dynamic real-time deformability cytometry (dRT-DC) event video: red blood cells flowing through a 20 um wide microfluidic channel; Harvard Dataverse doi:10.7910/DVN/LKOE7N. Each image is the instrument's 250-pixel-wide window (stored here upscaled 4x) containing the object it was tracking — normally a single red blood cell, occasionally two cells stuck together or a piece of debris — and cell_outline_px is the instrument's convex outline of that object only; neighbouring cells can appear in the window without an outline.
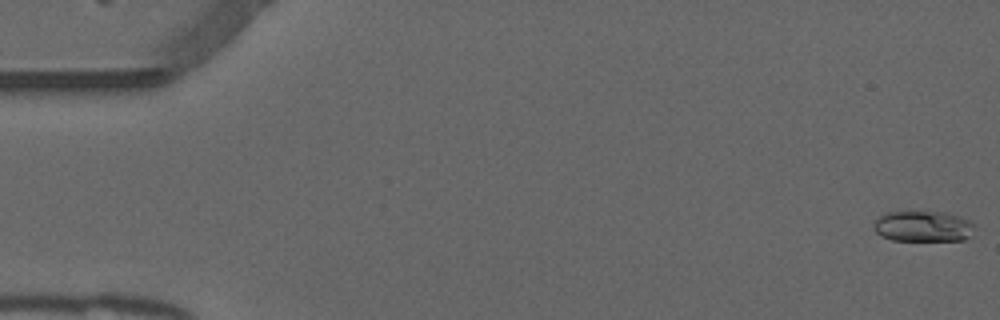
{"species": "common noctule bat (a hibernating species)", "species_latin": "Nyctalus noctula", "temperature_condition": "warm", "stored_images_in_passage": 53, "camera_frame_rate_fps": 3000, "um_per_image_px": 0.085, "animal": {"sex": "male", "forearm_length_mm": 52.5}, "frame": {"image": 1, "passage_image": 1, "time_ms": 0.0, "image_size_px": [1000, 320], "cell_outline_px": [[972, 224], [968, 236], [964, 240], [892, 240], [880, 236], [876, 232], [876, 220], [880, 216], [888, 212], [944, 212], [968, 220]], "centroid_in_image_um": [78.41, 19.24], "position_along_channel_um": 6.6, "area_um2": 17.46}}
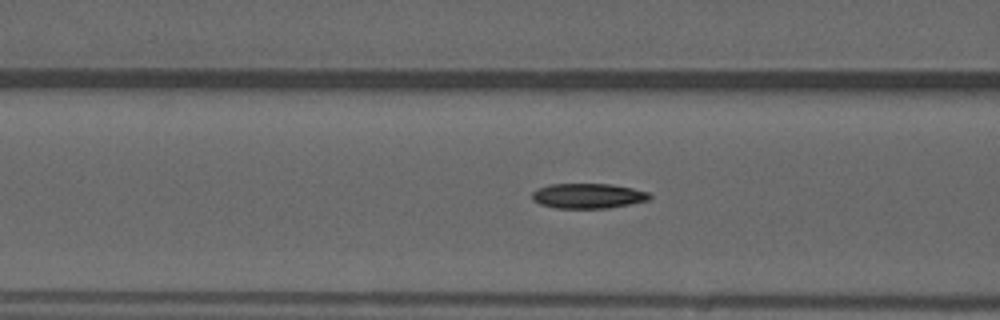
{"frame": {"image": 2, "passage_image": 21, "time_ms": 6.667, "image_size_px": [1000, 320], "cell_outline_px": [[652, 196], [648, 200], [608, 208], [556, 208], [540, 204], [532, 200], [532, 192], [536, 188], [548, 184], [612, 184], [632, 188], [648, 192]], "centroid_in_image_um": [49.94, 16.64], "position_along_channel_um": 116.7, "area_um2": 17.17}}
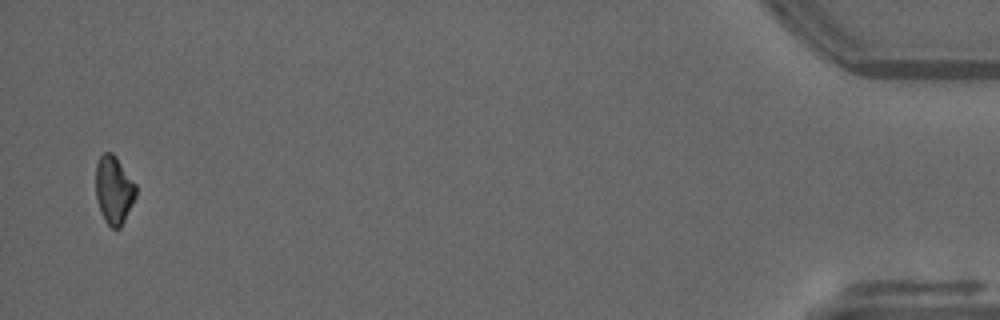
{"frame": {"image": 3, "passage_image": 52, "time_ms": 17.0, "image_size_px": [1000, 320], "cell_outline_px": [[136, 196], [120, 228], [112, 228], [104, 220], [100, 212], [96, 196], [96, 164], [100, 156], [104, 152], [112, 152], [116, 156], [136, 184]], "centroid_in_image_um": [9.67, 16.12], "position_along_channel_um": 425.5, "area_um2": 15.9}, "authors_computed_cell_mechanics": {"area_um2": 17.051, "velocity_mm_per_s": 3.868, "shape_relaxation_time_tau1_ms": 7.1173, "shape_relaxation_time_tau2_ms": null, "deformation_change_tau1": 0.1997, "deformation_change_tau2": null}}